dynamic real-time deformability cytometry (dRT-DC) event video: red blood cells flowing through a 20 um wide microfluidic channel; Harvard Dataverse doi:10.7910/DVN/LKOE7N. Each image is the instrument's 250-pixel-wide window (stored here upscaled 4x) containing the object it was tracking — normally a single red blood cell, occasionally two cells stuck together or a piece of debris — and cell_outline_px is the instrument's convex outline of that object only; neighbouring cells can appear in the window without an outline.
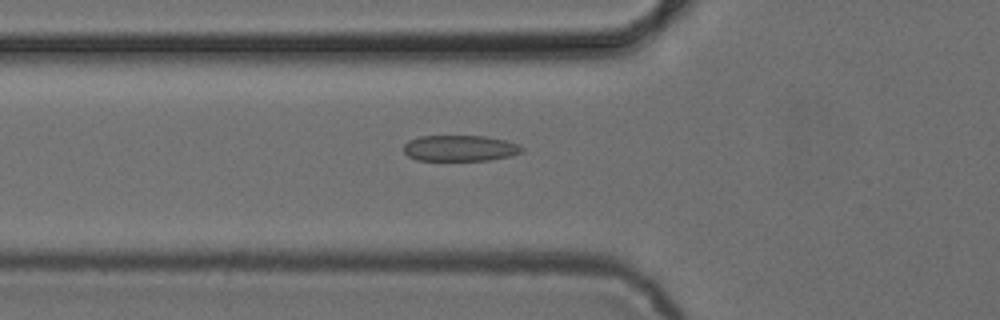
{"species": "common noctule bat (a hibernating species)", "species_latin": "Nyctalus noctula", "temperature_condition": "cold", "stored_images_in_passage": 53, "camera_frame_rate_fps": 3000, "um_per_image_px": 0.085, "animal": {"sex": "female", "body_mass_g": 24.6, "forearm_length_mm": 56.2}, "frame": {"image": 1, "passage_image": 19, "time_ms": 6.0, "image_size_px": [1000, 320], "cell_outline_px": [[524, 152], [512, 156], [488, 160], [416, 160], [408, 156], [404, 152], [404, 144], [408, 140], [420, 136], [484, 136], [504, 140], [516, 144], [524, 148]], "centroid_in_image_um": [39.09, 12.6], "position_along_channel_um": 86.7, "area_um2": 17.92}}
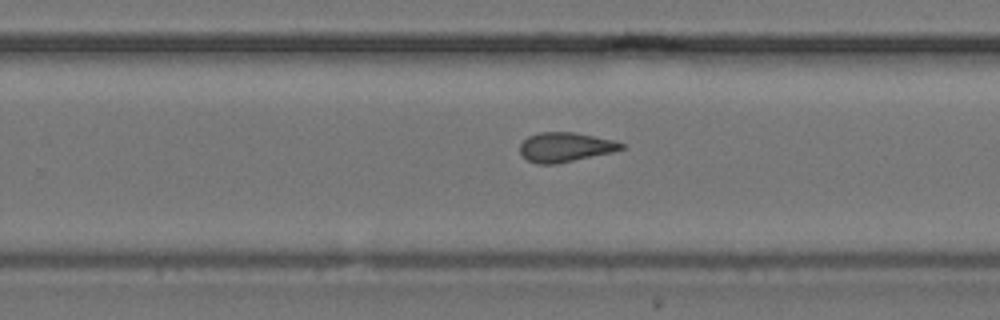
{"frame": {"image": 2, "passage_image": 34, "time_ms": 11.0, "image_size_px": [1000, 320], "cell_outline_px": [[624, 148], [612, 152], [556, 164], [536, 164], [528, 160], [520, 152], [520, 144], [528, 136], [540, 132], [576, 132], [616, 140], [624, 144]], "centroid_in_image_um": [48.06, 12.5], "position_along_channel_um": 281.7, "area_um2": 17.46}}
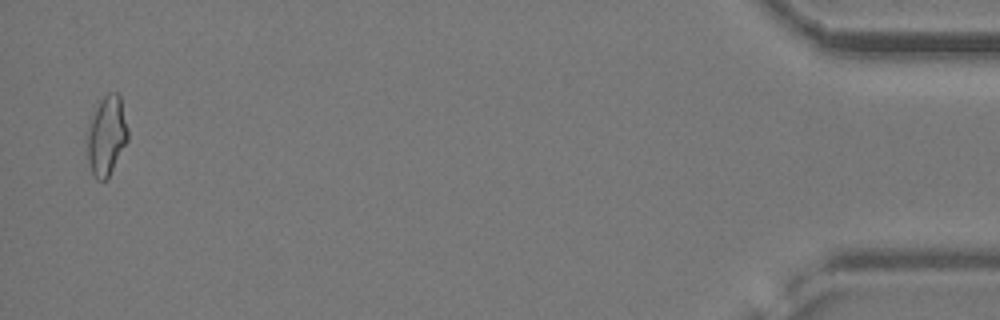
{"frame": {"image": 3, "passage_image": 52, "time_ms": 17.0, "image_size_px": [1000, 320], "cell_outline_px": [[128, 140], [108, 180], [96, 180], [88, 164], [88, 132], [92, 120], [100, 100], [108, 92], [116, 92], [120, 96], [128, 128]], "centroid_in_image_um": [9.1, 11.58], "position_along_channel_um": 426.1, "area_um2": 18.61}, "authors_computed_cell_mechanics": {"area_um2": 17.918, "velocity_mm_per_s": 3.8883, "shape_relaxation_time_tau1_ms": 6.1288, "shape_relaxation_time_tau2_ms": 1.6573, "deformation_change_tau1": 0.1551, "deformation_change_tau2": 0.0885}}